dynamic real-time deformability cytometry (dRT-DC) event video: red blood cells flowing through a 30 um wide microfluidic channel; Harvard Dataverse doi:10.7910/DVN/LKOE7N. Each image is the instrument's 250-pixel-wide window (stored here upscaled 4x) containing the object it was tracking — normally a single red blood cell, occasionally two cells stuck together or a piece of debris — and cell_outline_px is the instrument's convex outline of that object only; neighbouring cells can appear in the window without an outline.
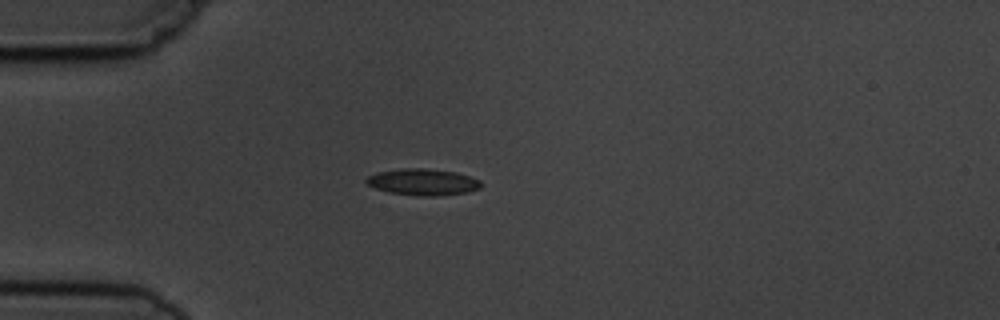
{"species": "common noctule bat (a hibernating species)", "species_latin": "Nyctalus noctula", "temperature_condition": "cold", "stored_images_in_passage": 4, "camera_frame_rate_fps": 3000, "um_per_image_px": 0.085, "animal": {"sex": "male", "body_mass_g": 19.5, "forearm_length_mm": 54.6}, "frame": {"image": 1, "passage_image": 4, "time_ms": 3.333, "image_size_px": [1000, 320], "cell_outline_px": [[484, 184], [480, 188], [468, 192], [440, 196], [416, 196], [388, 192], [376, 188], [368, 184], [364, 180], [368, 176], [380, 172], [400, 168], [424, 168], [456, 172], [480, 180]], "centroid_in_image_um": [35.97, 15.48], "position_along_channel_um": 49.0, "area_um2": 17.8}}